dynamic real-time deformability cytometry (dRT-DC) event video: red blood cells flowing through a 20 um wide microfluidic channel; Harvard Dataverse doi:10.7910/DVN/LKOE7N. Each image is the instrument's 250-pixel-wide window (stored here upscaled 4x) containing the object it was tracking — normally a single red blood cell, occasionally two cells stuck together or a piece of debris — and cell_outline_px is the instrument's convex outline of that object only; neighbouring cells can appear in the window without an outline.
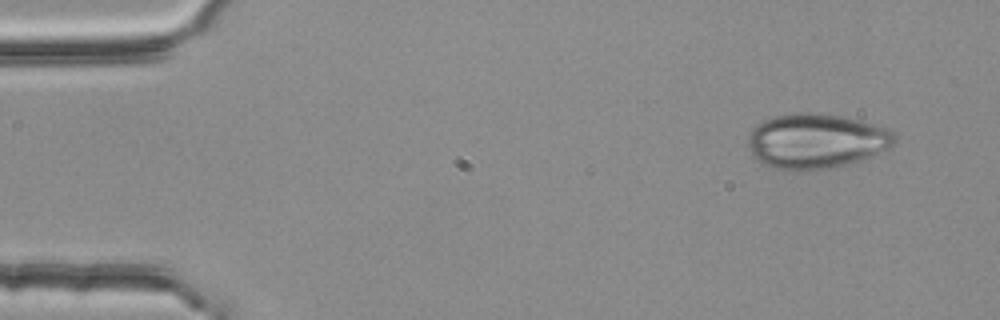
{"species": "common noctule bat (a hibernating species)", "species_latin": "Nyctalus noctula", "temperature_condition": "room temperature", "stored_images_in_passage": 4, "camera_frame_rate_fps": 3000, "um_per_image_px": 0.085, "animal": {"sex": "female", "body_mass_g": 25.1}, "frame": {"image": 1, "passage_image": 1, "time_ms": 0.0, "image_size_px": [1000, 320], "cell_outline_px": [[896, 144], [892, 148], [860, 160], [848, 164], [812, 172], [792, 172], [776, 168], [764, 164], [756, 160], [752, 156], [748, 148], [748, 136], [752, 128], [756, 124], [764, 120], [776, 116], [796, 112], [808, 112], [840, 116], [860, 120], [888, 128], [896, 136]], "centroid_in_image_um": [69.37, 12.02], "position_along_channel_um": 15.6, "area_um2": 47.74}}